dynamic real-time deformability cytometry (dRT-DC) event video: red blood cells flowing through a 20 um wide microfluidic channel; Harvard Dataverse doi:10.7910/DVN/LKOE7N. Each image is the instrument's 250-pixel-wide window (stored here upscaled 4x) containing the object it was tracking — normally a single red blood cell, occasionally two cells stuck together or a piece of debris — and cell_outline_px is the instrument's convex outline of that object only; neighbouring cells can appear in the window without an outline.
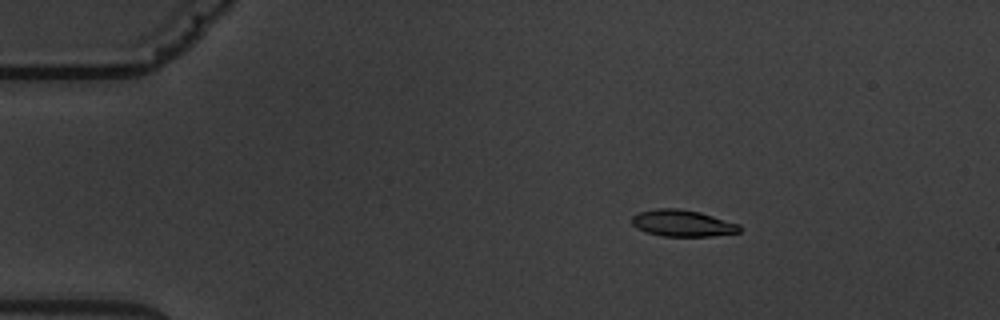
{"species": "common noctule bat (a hibernating species)", "species_latin": "Nyctalus noctula", "temperature_condition": "warm", "stored_images_in_passage": 4, "camera_frame_rate_fps": 3000, "um_per_image_px": 0.085, "animal": {"sex": "male", "body_mass_g": 19.5, "forearm_length_mm": 54.6}, "frame": {"image": 1, "passage_image": 2, "time_ms": 1.0, "image_size_px": [1000, 320], "cell_outline_px": [[740, 232], [712, 236], [664, 236], [648, 232], [636, 228], [632, 224], [632, 216], [640, 212], [656, 208], [676, 208], [700, 212], [740, 224]], "centroid_in_image_um": [58.02, 18.97], "position_along_channel_um": 27.0, "area_um2": 16.59}}